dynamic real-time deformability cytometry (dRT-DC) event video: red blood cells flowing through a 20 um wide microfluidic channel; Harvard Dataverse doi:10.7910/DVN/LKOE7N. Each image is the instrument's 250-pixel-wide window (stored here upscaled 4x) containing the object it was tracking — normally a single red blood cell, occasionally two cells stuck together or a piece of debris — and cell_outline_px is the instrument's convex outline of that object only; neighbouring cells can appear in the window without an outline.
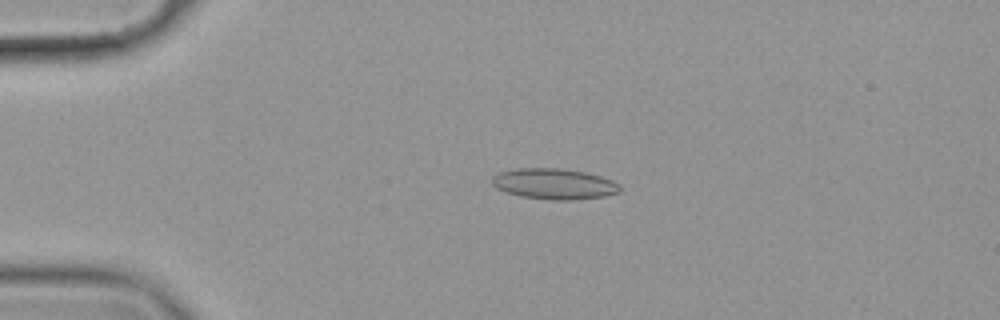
{"species": "common noctule bat (a hibernating species)", "species_latin": "Nyctalus noctula", "temperature_condition": "cold", "stored_images_in_passage": 57, "camera_frame_rate_fps": 3000, "um_per_image_px": 0.085, "animal": {"sex": "female", "body_mass_g": 19.9}, "frame": {"image": 1, "passage_image": 13, "time_ms": 4.0, "image_size_px": [1000, 320], "cell_outline_px": [[620, 192], [604, 196], [572, 200], [552, 200], [520, 196], [504, 192], [496, 188], [492, 184], [492, 176], [500, 172], [516, 168], [560, 168], [584, 172], [600, 176], [612, 180], [620, 184]], "centroid_in_image_um": [47.08, 15.63], "position_along_channel_um": 37.9, "area_um2": 23.0}}
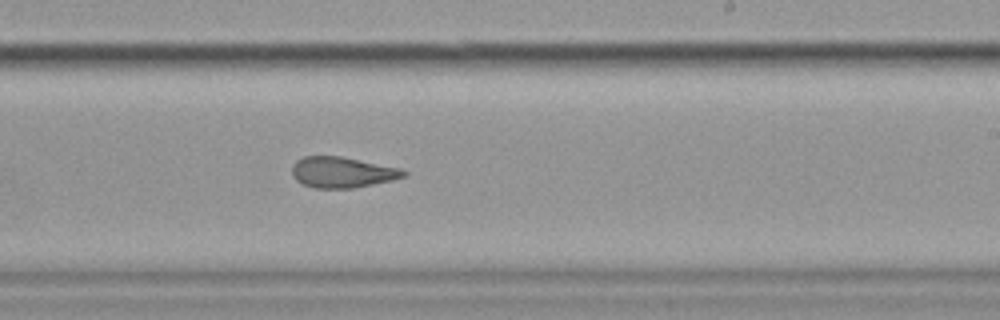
{"frame": {"image": 2, "passage_image": 35, "time_ms": 11.333, "image_size_px": [1000, 320], "cell_outline_px": [[408, 176], [392, 180], [352, 188], [312, 188], [296, 180], [292, 176], [292, 164], [296, 160], [304, 156], [340, 156], [400, 168], [408, 172]], "centroid_in_image_um": [29.08, 14.64], "position_along_channel_um": 259.9, "area_um2": 20.06}}
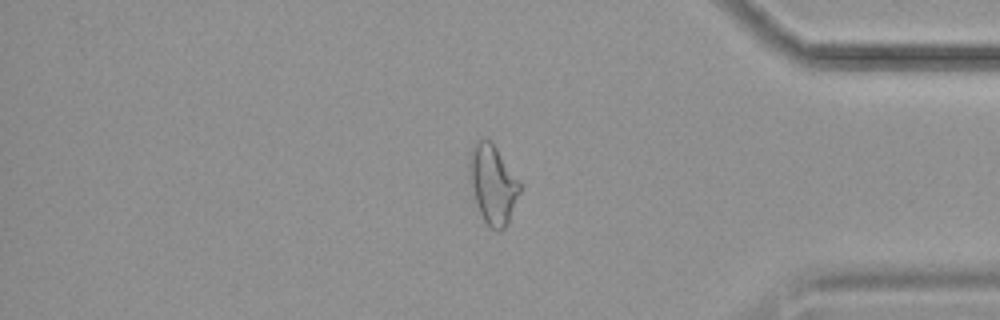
{"frame": {"image": 3, "passage_image": 48, "time_ms": 15.667, "image_size_px": [1000, 320], "cell_outline_px": [[520, 192], [508, 224], [500, 232], [496, 232], [484, 220], [472, 196], [468, 172], [468, 160], [472, 148], [476, 140], [488, 136], [492, 140], [520, 180]], "centroid_in_image_um": [41.88, 15.61], "position_along_channel_um": 393.3, "area_um2": 23.93}, "authors_computed_cell_mechanics": {"area_um2": 21.964, "velocity_mm_per_s": 3.5512, "shape_relaxation_time_tau1_ms": null, "shape_relaxation_time_tau2_ms": 3.036, "deformation_change_tau1": null, "deformation_change_tau2": 0.0985}}